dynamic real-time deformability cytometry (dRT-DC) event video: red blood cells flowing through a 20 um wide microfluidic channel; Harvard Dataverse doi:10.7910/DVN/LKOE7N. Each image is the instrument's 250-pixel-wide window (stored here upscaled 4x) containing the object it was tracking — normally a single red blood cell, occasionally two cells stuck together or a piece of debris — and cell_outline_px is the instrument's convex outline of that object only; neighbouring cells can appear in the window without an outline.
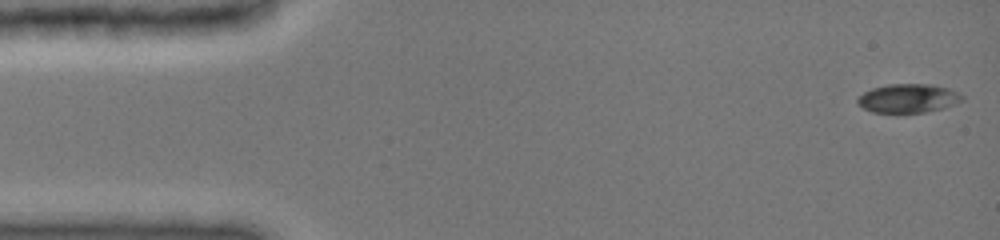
{"species": "common noctule bat (a hibernating species)", "species_latin": "Nyctalus noctula", "temperature_condition": "cold", "stored_images_in_passage": 23, "camera_frame_rate_fps": 3000, "um_per_image_px": 0.085, "animal": {"sex": "female", "body_mass_g": 19.0, "forearm_length_mm": 51.5}, "frame": {"image": 1, "passage_image": 1, "time_ms": 0.0, "image_size_px": [1000, 240], "cell_outline_px": [[964, 100], [944, 108], [924, 112], [872, 112], [856, 104], [856, 100], [864, 92], [872, 88], [888, 84], [932, 84], [948, 88], [964, 96]], "centroid_in_image_um": [77.19, 8.35], "position_along_channel_um": 7.8, "area_um2": 17.51}}
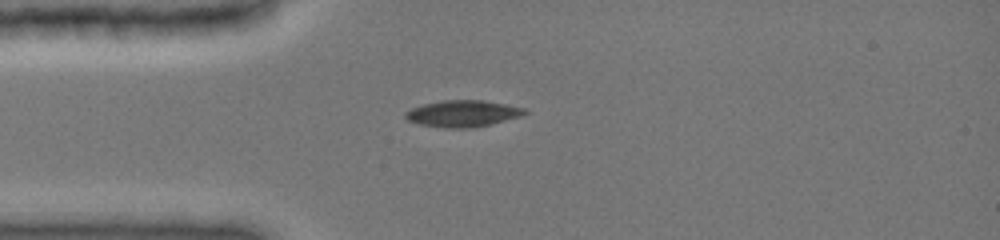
{"frame": {"image": 2, "passage_image": 16, "time_ms": 3.667, "image_size_px": [1000, 240], "cell_outline_px": [[528, 112], [520, 116], [472, 128], [444, 128], [416, 124], [408, 120], [404, 116], [404, 112], [412, 108], [424, 104], [444, 100], [484, 100], [524, 108]], "centroid_in_image_um": [39.27, 9.65], "position_along_channel_um": 45.7, "area_um2": 18.32}}
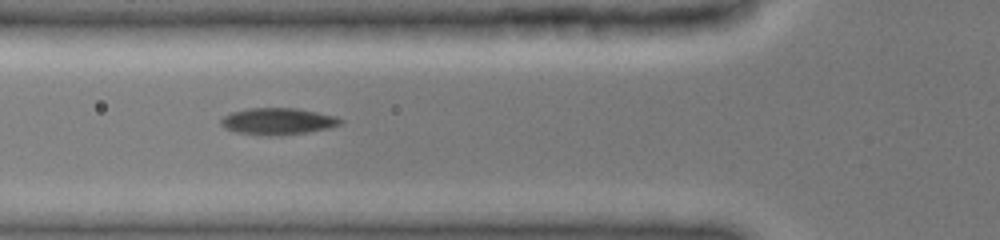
{"frame": {"image": 3, "passage_image": 22, "time_ms": 5.333, "image_size_px": [1000, 240], "cell_outline_px": [[344, 120], [340, 124], [328, 128], [308, 132], [268, 136], [236, 132], [224, 128], [220, 124], [220, 120], [224, 116], [232, 112], [248, 108], [296, 108], [336, 116]], "centroid_in_image_um": [23.59, 10.31], "position_along_channel_um": 102.2, "area_um2": 18.5}}